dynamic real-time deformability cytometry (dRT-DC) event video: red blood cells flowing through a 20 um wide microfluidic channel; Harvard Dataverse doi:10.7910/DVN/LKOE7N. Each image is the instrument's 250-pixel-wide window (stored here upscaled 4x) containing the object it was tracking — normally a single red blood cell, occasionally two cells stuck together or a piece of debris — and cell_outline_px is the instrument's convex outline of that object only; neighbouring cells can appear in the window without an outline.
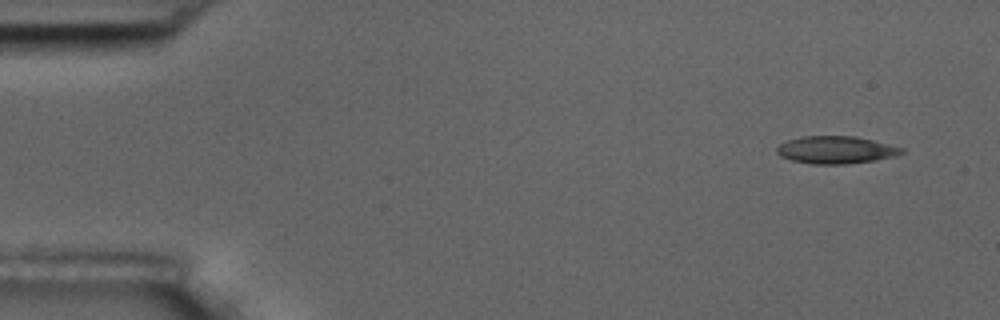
{"species": "common noctule bat (a hibernating species)", "species_latin": "Nyctalus noctula", "temperature_condition": "room temperature", "stored_images_in_passage": 4, "camera_frame_rate_fps": 3000, "um_per_image_px": 0.085, "animal": {"sex": "male", "body_mass_g": 17.5, "forearm_length_mm": 52.3}, "frame": {"image": 1, "passage_image": 1, "time_ms": 0.0, "image_size_px": [1000, 320], "cell_outline_px": [[904, 152], [896, 156], [876, 160], [848, 164], [812, 164], [792, 160], [780, 156], [776, 152], [776, 148], [780, 144], [788, 140], [800, 136], [856, 136], [904, 148]], "centroid_in_image_um": [71.05, 12.74], "position_along_channel_um": 13.9, "area_um2": 20.06}}
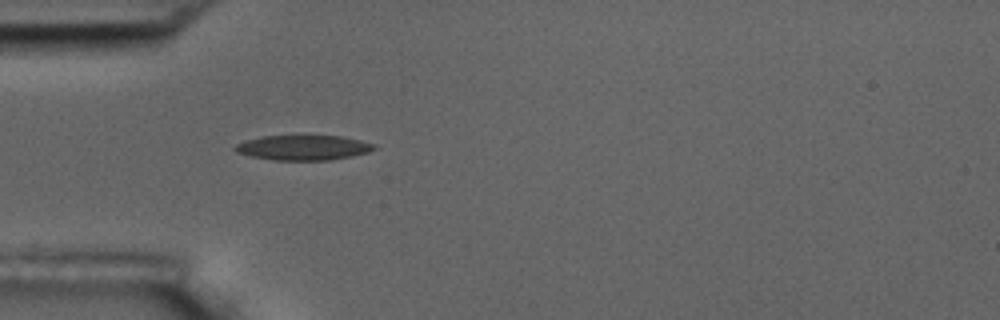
{"frame": {"image": 2, "passage_image": 4, "time_ms": 4.333, "image_size_px": [1000, 320], "cell_outline_px": [[376, 148], [368, 152], [352, 156], [328, 160], [276, 160], [252, 156], [236, 152], [232, 148], [236, 144], [244, 140], [260, 136], [340, 136], [360, 140], [376, 144]], "centroid_in_image_um": [25.76, 12.54], "position_along_channel_um": 59.2, "area_um2": 20.17}}